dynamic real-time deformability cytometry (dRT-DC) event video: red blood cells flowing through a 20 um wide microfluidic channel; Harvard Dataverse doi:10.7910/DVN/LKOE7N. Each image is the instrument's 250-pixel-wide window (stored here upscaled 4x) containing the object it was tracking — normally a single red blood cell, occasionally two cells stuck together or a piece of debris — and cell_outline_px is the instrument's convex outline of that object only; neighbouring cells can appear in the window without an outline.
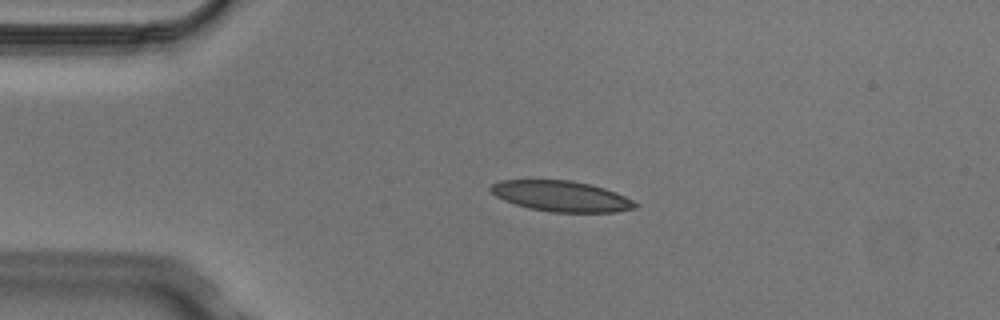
{"species": "Egyptian fruit bat (a non-hibernating species)", "species_latin": "Rousettus aegyptiacus", "temperature_condition": "cold", "stored_images_in_passage": 3, "camera_frame_rate_fps": 3000, "um_per_image_px": 0.085, "animal": {"sex": "male"}, "frame": {"image": 1, "passage_image": 2, "time_ms": 0.333, "image_size_px": [1000, 320], "cell_outline_px": [[640, 204], [636, 208], [616, 212], [552, 212], [528, 208], [504, 200], [496, 196], [488, 188], [492, 184], [500, 180], [572, 180], [592, 184], [616, 192]], "centroid_in_image_um": [47.73, 16.67], "position_along_channel_um": 37.3, "area_um2": 25.89}}